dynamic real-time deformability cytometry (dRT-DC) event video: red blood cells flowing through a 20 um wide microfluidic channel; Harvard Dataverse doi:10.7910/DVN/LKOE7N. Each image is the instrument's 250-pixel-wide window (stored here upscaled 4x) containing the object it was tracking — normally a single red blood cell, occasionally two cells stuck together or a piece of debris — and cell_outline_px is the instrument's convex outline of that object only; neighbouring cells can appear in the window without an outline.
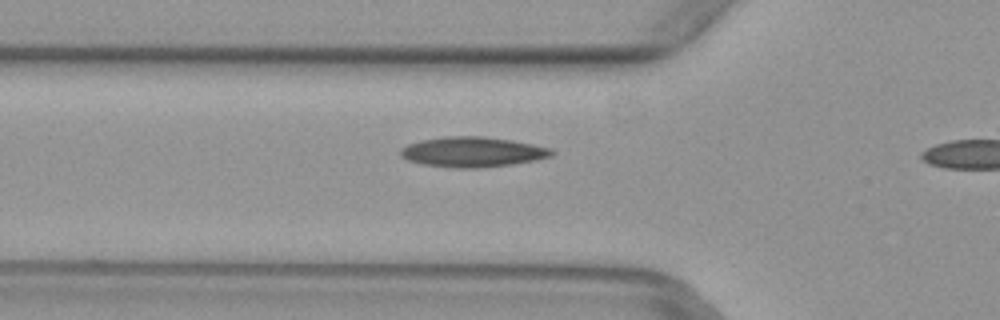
{"species": "common noctule bat (a hibernating species)", "species_latin": "Nyctalus noctula", "temperature_condition": "warm", "stored_images_in_passage": 4, "segment_of_instrument_passage": [2, 2], "camera_frame_rate_fps": 3000, "um_per_image_px": 0.085, "animal": {"sex": "female", "body_mass_g": 29.2, "forearm_length_mm": 56.3}, "frame": {"image": 1, "passage_image": 4, "time_ms": 1.0, "image_size_px": [1000, 320], "cell_outline_px": [[556, 152], [552, 156], [536, 160], [512, 164], [480, 168], [456, 168], [420, 164], [408, 160], [400, 156], [400, 148], [408, 144], [420, 140], [444, 136], [484, 136], [512, 140], [552, 148]], "centroid_in_image_um": [40.17, 12.91], "position_along_channel_um": 85.6, "area_um2": 26.82}}